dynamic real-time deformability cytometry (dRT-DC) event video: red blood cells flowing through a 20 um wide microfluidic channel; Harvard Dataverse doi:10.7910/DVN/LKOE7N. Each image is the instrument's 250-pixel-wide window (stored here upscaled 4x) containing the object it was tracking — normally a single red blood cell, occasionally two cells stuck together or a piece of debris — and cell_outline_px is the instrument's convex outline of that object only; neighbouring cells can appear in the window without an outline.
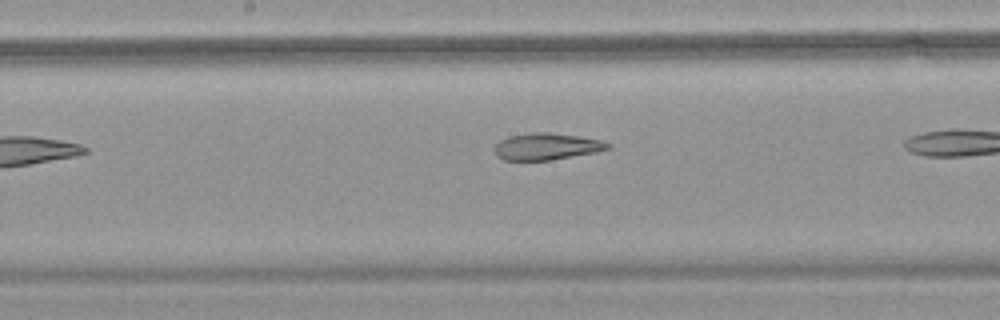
{"species": "common noctule bat (a hibernating species)", "species_latin": "Nyctalus noctula", "temperature_condition": "warm", "stored_images_in_passage": 13, "camera_frame_rate_fps": 3000, "um_per_image_px": 0.085, "animal": {"sex": "female", "body_mass_g": 18.4}, "frame": {"image": 1, "passage_image": 8, "time_ms": 2.333, "image_size_px": [1000, 320], "cell_outline_px": [[612, 148], [596, 152], [552, 160], [504, 160], [496, 156], [492, 148], [500, 140], [512, 136], [528, 132], [548, 132], [580, 136], [600, 140], [612, 144]], "centroid_in_image_um": [46.46, 12.45], "position_along_channel_um": 201.7, "area_um2": 17.86}}